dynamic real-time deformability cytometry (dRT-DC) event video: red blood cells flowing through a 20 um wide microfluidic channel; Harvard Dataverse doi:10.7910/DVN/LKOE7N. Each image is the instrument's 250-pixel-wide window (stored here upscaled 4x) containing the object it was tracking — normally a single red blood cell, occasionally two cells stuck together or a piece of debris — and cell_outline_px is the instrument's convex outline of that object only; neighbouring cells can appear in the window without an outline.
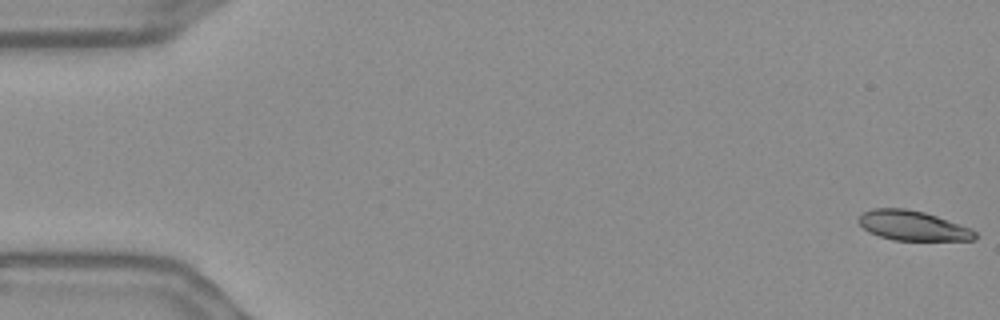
{"species": "Egyptian fruit bat (a non-hibernating species)", "species_latin": "Rousettus aegyptiacus", "temperature_condition": "warm", "stored_images_in_passage": 57, "segment_of_instrument_passage": [1, 2], "camera_frame_rate_fps": 3000, "um_per_image_px": 0.085, "frame": {"image": 1, "passage_image": 1, "time_ms": 0.0, "image_size_px": [1000, 320], "cell_outline_px": [[980, 236], [976, 240], [892, 240], [868, 232], [856, 220], [860, 212], [872, 208], [904, 208], [924, 212], [972, 228]], "centroid_in_image_um": [77.57, 19.17], "position_along_channel_um": 7.4, "area_um2": 20.46}}
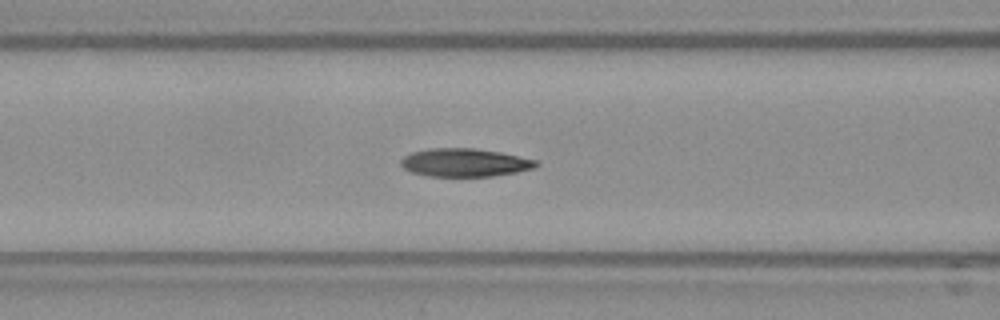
{"frame": {"image": 2, "passage_image": 23, "time_ms": 7.333, "image_size_px": [1000, 320], "cell_outline_px": [[540, 164], [536, 168], [516, 172], [492, 176], [428, 176], [412, 172], [404, 168], [400, 164], [400, 160], [404, 156], [412, 152], [428, 148], [472, 148], [500, 152], [536, 160]], "centroid_in_image_um": [39.5, 13.81], "position_along_channel_um": 127.1, "area_um2": 22.2}}
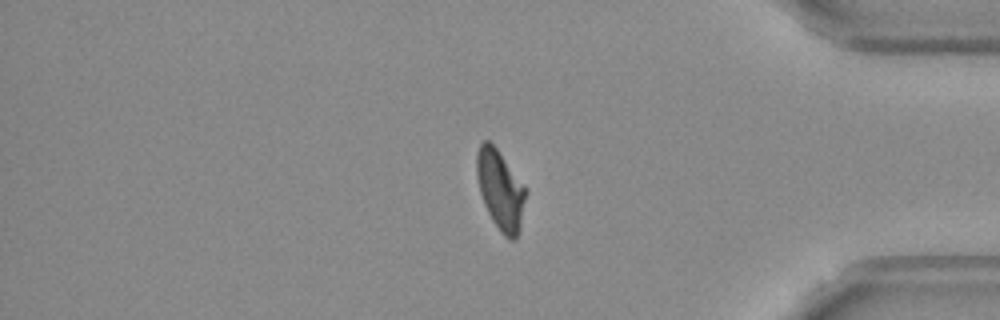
{"frame": {"image": 3, "passage_image": 47, "time_ms": 15.333, "image_size_px": [1000, 320], "cell_outline_px": [[528, 192], [520, 228], [516, 240], [508, 240], [500, 232], [492, 220], [484, 204], [480, 192], [476, 176], [476, 152], [480, 144], [484, 140], [488, 140], [496, 148], [528, 188]], "centroid_in_image_um": [42.56, 16.16], "position_along_channel_um": 392.6, "area_um2": 23.18}}